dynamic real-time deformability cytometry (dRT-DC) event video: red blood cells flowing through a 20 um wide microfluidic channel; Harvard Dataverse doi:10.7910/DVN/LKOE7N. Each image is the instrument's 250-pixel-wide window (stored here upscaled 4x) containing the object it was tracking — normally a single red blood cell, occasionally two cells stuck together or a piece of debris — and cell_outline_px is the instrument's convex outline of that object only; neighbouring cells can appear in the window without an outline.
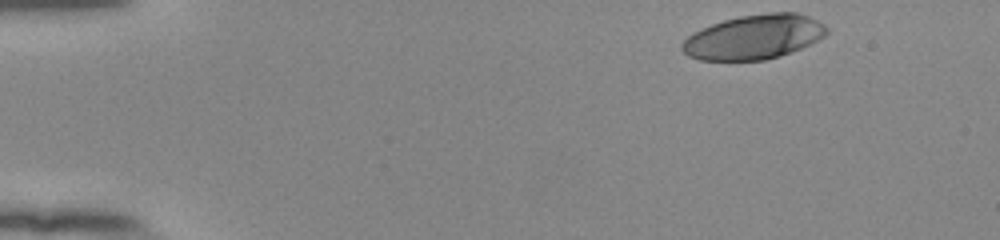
{"species": "human", "species_latin": "Homo sapiens", "temperature_condition": "room temperature", "stored_images_in_passage": 43, "camera_frame_rate_fps": 3000, "um_per_image_px": 0.085, "donor": {"sex": "female"}, "frame": {"image": 1, "passage_image": 1, "time_ms": 0.0, "image_size_px": [1000, 240], "cell_outline_px": [[828, 32], [824, 36], [800, 48], [780, 56], [764, 60], [700, 60], [688, 56], [680, 48], [680, 44], [692, 32], [712, 24], [724, 20], [740, 16], [768, 12], [796, 12], [808, 16], [824, 24], [828, 28]], "centroid_in_image_um": [64.06, 3.14], "position_along_channel_um": 20.9, "area_um2": 37.4}}
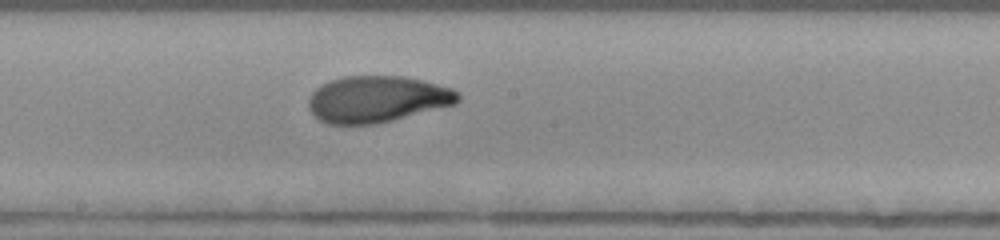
{"frame": {"image": 2, "passage_image": 25, "time_ms": 8.0, "image_size_px": [1000, 240], "cell_outline_px": [[460, 100], [456, 104], [376, 124], [328, 124], [320, 120], [308, 108], [308, 100], [312, 92], [320, 84], [328, 80], [344, 76], [404, 76], [424, 80], [452, 88], [460, 96]], "centroid_in_image_um": [32.04, 8.41], "position_along_channel_um": 216.2, "area_um2": 40.63}}
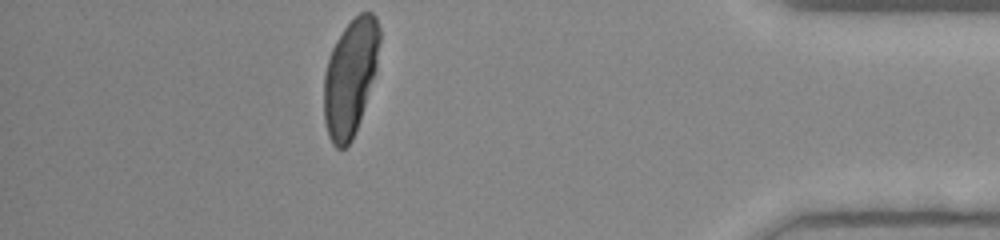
{"frame": {"image": 3, "passage_image": 43, "time_ms": 14.0, "image_size_px": [1000, 240], "cell_outline_px": [[380, 40], [376, 72], [356, 132], [352, 140], [344, 148], [336, 148], [332, 144], [328, 136], [324, 120], [324, 76], [328, 60], [332, 48], [336, 40], [344, 28], [360, 12], [372, 12], [376, 16], [380, 28]], "centroid_in_image_um": [29.78, 6.57], "position_along_channel_um": 405.4, "area_um2": 37.97}, "authors_computed_cell_mechanics": {"area_um2": 40.3444, "velocity_mm_per_s": 3.816, "shape_relaxation_time_tau1_ms": 4.9447, "shape_relaxation_time_tau2_ms": 0.7824, "deformation_change_tau1": 0.2234, "deformation_change_tau2": 0.0464}}